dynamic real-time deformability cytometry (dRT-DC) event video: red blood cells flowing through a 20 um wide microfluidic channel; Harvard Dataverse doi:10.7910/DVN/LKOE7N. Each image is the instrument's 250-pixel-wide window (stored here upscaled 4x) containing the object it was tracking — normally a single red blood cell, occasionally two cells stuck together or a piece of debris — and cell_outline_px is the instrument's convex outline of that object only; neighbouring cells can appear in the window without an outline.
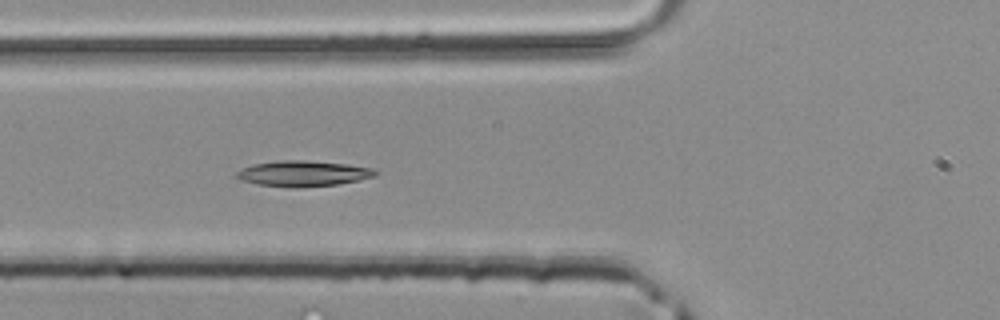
{"species": "common noctule bat (a hibernating species)", "species_latin": "Nyctalus noctula", "temperature_condition": "room temperature", "stored_images_in_passage": 33, "camera_frame_rate_fps": 3000, "um_per_image_px": 0.085, "animal": {"sex": "male", "body_mass_g": 20.4}, "frame": {"image": 1, "passage_image": 5, "time_ms": 1.333, "image_size_px": [1000, 320], "cell_outline_px": [[376, 176], [360, 180], [336, 184], [296, 188], [288, 188], [256, 184], [240, 180], [236, 176], [236, 172], [252, 164], [284, 160], [304, 160], [348, 164], [372, 168], [376, 172]], "centroid_in_image_um": [25.75, 14.76], "position_along_channel_um": 100.1, "area_um2": 20.75}}
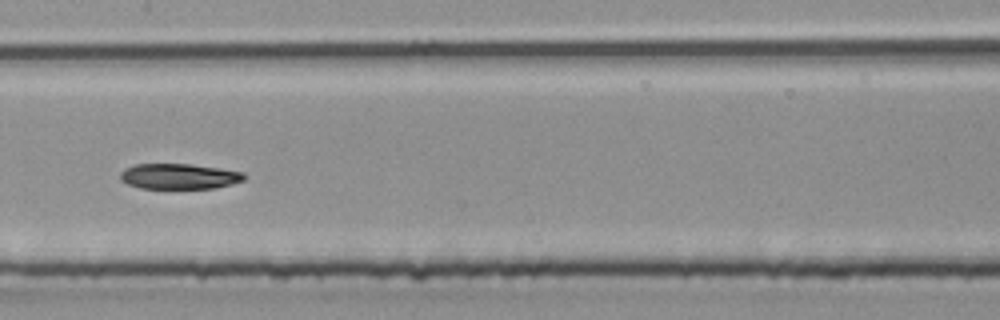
{"frame": {"image": 2, "passage_image": 11, "time_ms": 3.333, "image_size_px": [1000, 320], "cell_outline_px": [[244, 180], [232, 184], [216, 188], [140, 188], [128, 184], [120, 180], [120, 172], [124, 168], [136, 164], [192, 164], [220, 168], [244, 172]], "centroid_in_image_um": [15.21, 14.98], "position_along_channel_um": 192.2, "area_um2": 18.44}}
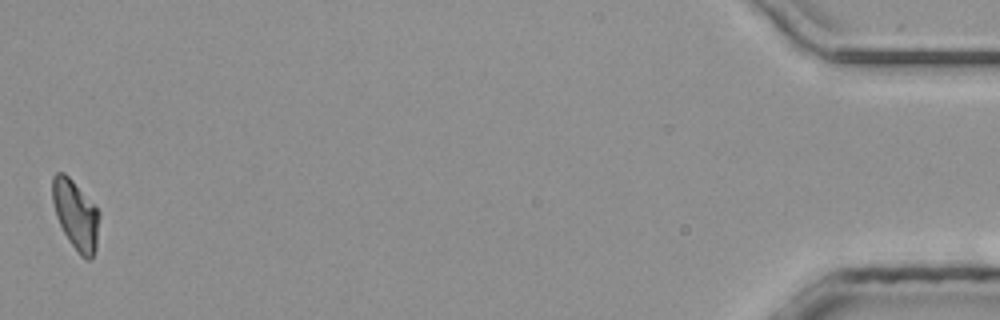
{"frame": {"image": 3, "passage_image": 33, "time_ms": 10.667, "image_size_px": [1000, 320], "cell_outline_px": [[100, 216], [96, 248], [92, 260], [84, 260], [80, 256], [68, 240], [56, 216], [52, 200], [52, 176], [56, 172], [64, 172], [72, 180], [100, 212]], "centroid_in_image_um": [6.44, 18.29], "position_along_channel_um": 428.8, "area_um2": 19.02}}